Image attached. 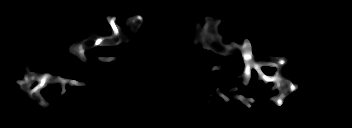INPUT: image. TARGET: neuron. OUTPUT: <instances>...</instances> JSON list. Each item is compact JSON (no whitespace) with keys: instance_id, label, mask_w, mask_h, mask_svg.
I'll return each instance as SVG.
<instances>
[{"instance_id":"neuron-1","label":"neuron","mask_w":352,"mask_h":128,"mask_svg":"<svg viewBox=\"0 0 352 128\" xmlns=\"http://www.w3.org/2000/svg\"><path fill=\"white\" fill-rule=\"evenodd\" d=\"M106 18L112 29V33H113L112 36L103 38L96 34H93L87 40L77 42L70 47L71 52H74V54H76L85 63H87V60H86L87 55L85 53L86 50H89L91 48H95L98 46L105 47V46L120 45L123 42L121 38V31H120L121 27H119L115 23L116 17H110L107 15ZM205 19H206V25L202 31L204 32L205 30V34L201 39L204 47L206 49H211L218 54H223V55L231 54L232 52L231 48L234 47L235 43L232 42L231 46L223 45L222 38L217 34L219 22H213L214 17L208 16V15L205 16ZM142 22H143V17L141 15H137L131 19L130 18L127 19L126 24L132 25L133 29L137 30L141 26ZM240 49H241L244 64H245V69L243 72V76H244L243 84H247L250 81V75H251L250 71H251V68H254L259 74L261 79L267 82H274L275 85L273 89L278 88L280 90V95L278 97L277 96L272 97V100H275L278 106L283 104L284 98L286 96L290 95V93H292L293 91L298 90L297 85H294L290 80L278 77V75L281 74L282 72L281 70L282 66L287 63V60L285 58L269 57L267 59L271 61V64L267 63L266 60H262V62L257 63L252 55L250 42L248 40L245 41L244 45H242ZM92 56H94L95 58L101 59V57L97 55L92 54ZM101 60L105 62H110L112 60H115V57H102ZM264 65H269L270 67H277L278 70L276 74L272 77L266 76L261 70V66H264ZM215 70H219V66H214L211 69V72ZM36 80H39L40 83L38 84L37 87L30 90L31 85ZM47 81L56 82V83H59V82L68 83L71 86L78 85V82H76L73 79L66 80V79H63L61 76H59L56 79H53L50 77V74L48 73L43 76L37 75L36 73H29L24 75L22 80L16 81V83L20 85L22 90L28 92V95L26 97H28L29 99H34L39 105H42L44 104L43 100L41 99L40 96L34 95V93H37L39 89L44 88L45 83ZM220 95L224 98L225 101L232 102V100H230L227 96L223 95V93H220ZM235 98L240 100L242 103H245V105H247L249 108L252 107V104L255 101L253 98H251L250 103H247L244 100L245 98L242 95H236Z\"/></svg>"}]
</instances>
